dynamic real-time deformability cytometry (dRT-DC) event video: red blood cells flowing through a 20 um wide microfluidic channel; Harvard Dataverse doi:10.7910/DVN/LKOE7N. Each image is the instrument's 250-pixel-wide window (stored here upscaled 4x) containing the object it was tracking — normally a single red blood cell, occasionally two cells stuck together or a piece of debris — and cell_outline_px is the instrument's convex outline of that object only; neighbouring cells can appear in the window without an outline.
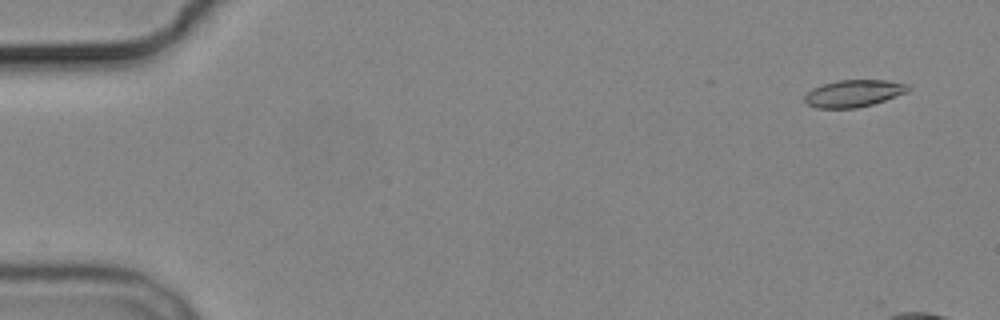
{"species": "common noctule bat (a hibernating species)", "species_latin": "Nyctalus noctula", "temperature_condition": "cold", "stored_images_in_passage": 4, "camera_frame_rate_fps": 3000, "um_per_image_px": 0.085, "animal": {"sex": "male", "body_mass_g": 19.2, "forearm_length_mm": 51.8}, "frame": {"image": 1, "passage_image": 1, "time_ms": 0.0, "image_size_px": [1000, 320], "cell_outline_px": [[912, 88], [908, 92], [872, 104], [856, 108], [816, 108], [808, 104], [804, 100], [804, 96], [812, 88], [820, 84], [836, 80], [884, 80], [908, 84]], "centroid_in_image_um": [72.55, 7.93], "position_along_channel_um": 12.5, "area_um2": 16.42}}